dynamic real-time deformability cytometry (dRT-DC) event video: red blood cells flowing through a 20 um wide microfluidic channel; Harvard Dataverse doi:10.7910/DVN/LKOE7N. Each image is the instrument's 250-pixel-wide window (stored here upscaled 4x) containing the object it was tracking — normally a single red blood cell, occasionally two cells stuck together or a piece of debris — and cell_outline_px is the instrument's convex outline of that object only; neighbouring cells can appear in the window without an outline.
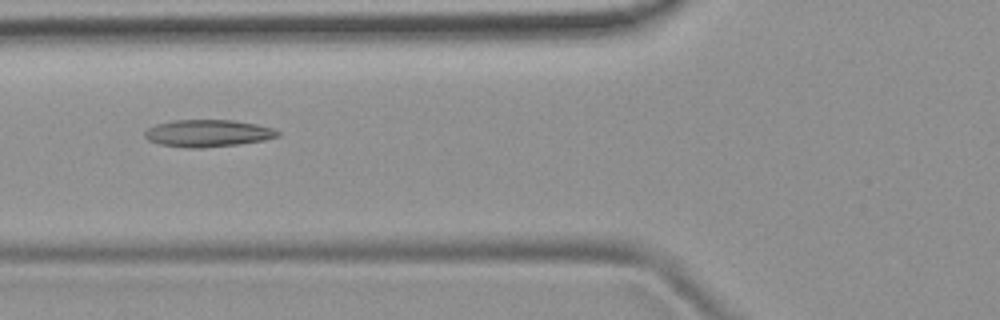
{"species": "common noctule bat (a hibernating species)", "species_latin": "Nyctalus noctula", "temperature_condition": "room temperature", "stored_images_in_passage": 6, "camera_frame_rate_fps": 3000, "um_per_image_px": 0.085, "animal": {"sex": "female", "body_mass_g": 19.9}, "frame": {"image": 1, "passage_image": 6, "time_ms": 6.0, "image_size_px": [1000, 320], "cell_outline_px": [[280, 136], [264, 140], [236, 144], [200, 148], [188, 148], [160, 144], [148, 140], [144, 136], [144, 132], [148, 128], [156, 124], [172, 120], [232, 120], [256, 124], [276, 128], [280, 132]], "centroid_in_image_um": [17.68, 11.32], "position_along_channel_um": 108.1, "area_um2": 21.04}}